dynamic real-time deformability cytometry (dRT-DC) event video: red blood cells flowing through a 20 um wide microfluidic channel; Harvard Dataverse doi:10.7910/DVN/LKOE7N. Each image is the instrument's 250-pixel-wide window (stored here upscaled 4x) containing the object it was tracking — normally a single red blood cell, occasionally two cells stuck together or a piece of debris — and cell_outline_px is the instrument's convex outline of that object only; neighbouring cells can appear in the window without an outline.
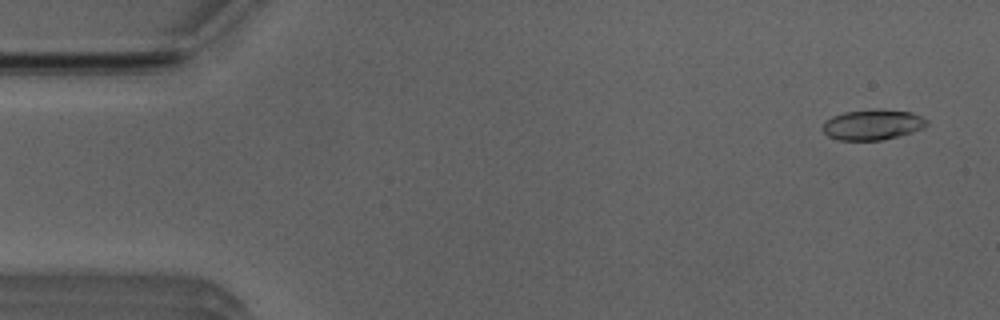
{"species": "Egyptian fruit bat (a non-hibernating species)", "species_latin": "Rousettus aegyptiacus", "temperature_condition": "room temperature", "stored_images_in_passage": 48, "camera_frame_rate_fps": 3000, "um_per_image_px": 0.085, "animal": {"sex": "male"}, "frame": {"image": 1, "passage_image": 3, "time_ms": 0.667, "image_size_px": [1000, 320], "cell_outline_px": [[928, 124], [924, 128], [912, 132], [880, 140], [836, 140], [828, 136], [820, 128], [824, 120], [832, 116], [844, 112], [872, 108], [880, 108], [912, 112], [928, 120]], "centroid_in_image_um": [74.13, 10.57], "position_along_channel_um": 10.9, "area_um2": 18.84}}
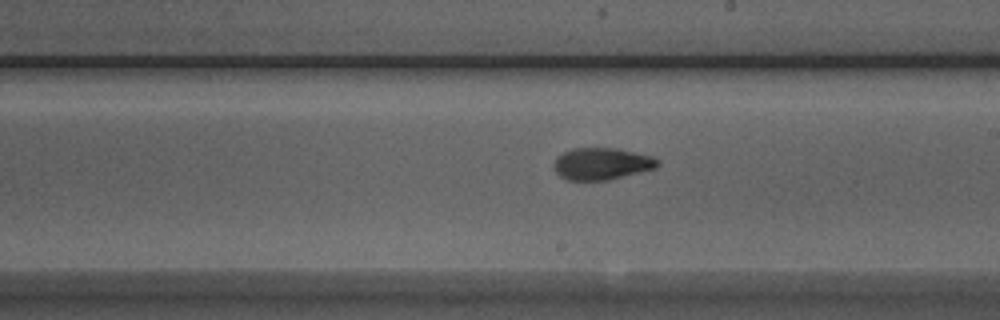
{"frame": {"image": 2, "passage_image": 29, "time_ms": 9.333, "image_size_px": [1000, 320], "cell_outline_px": [[660, 164], [656, 168], [608, 180], [568, 180], [560, 176], [552, 168], [552, 164], [556, 156], [572, 148], [616, 148], [652, 156], [660, 160]], "centroid_in_image_um": [51.12, 13.91], "position_along_channel_um": 237.9, "area_um2": 19.48}}
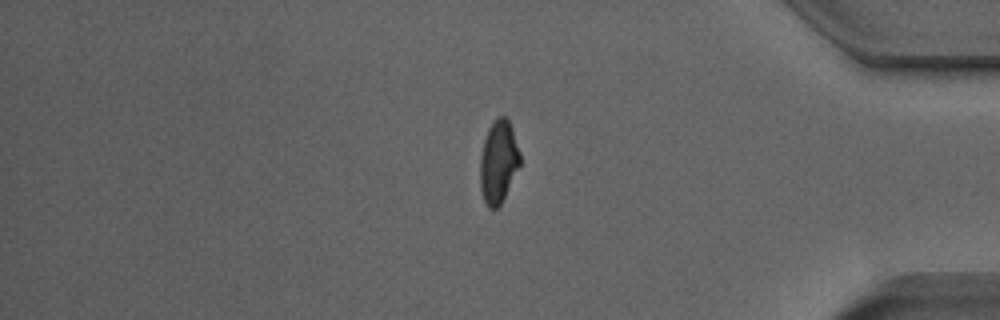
{"frame": {"image": 3, "passage_image": 43, "time_ms": 14.0, "image_size_px": [1000, 320], "cell_outline_px": [[520, 164], [500, 204], [496, 208], [488, 208], [484, 200], [480, 188], [480, 156], [484, 140], [488, 128], [492, 120], [496, 116], [504, 116], [508, 120], [520, 152]], "centroid_in_image_um": [42.34, 13.72], "position_along_channel_um": 392.9, "area_um2": 19.02}}